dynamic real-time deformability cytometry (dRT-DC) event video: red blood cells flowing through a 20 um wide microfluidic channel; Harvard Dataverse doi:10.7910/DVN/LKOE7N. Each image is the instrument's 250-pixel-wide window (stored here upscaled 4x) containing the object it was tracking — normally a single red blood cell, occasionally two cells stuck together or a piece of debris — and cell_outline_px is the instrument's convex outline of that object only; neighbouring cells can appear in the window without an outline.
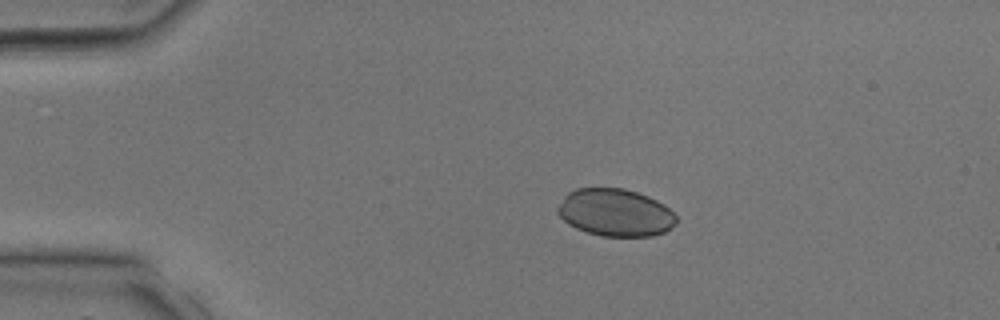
{"species": "common noctule bat (a hibernating species)", "species_latin": "Nyctalus noctula", "temperature_condition": "room temperature", "stored_images_in_passage": 32, "camera_frame_rate_fps": 3000, "um_per_image_px": 0.085, "animal": {"sex": "male", "body_mass_g": 17.9, "forearm_length_mm": 54.2}, "frame": {"image": 1, "passage_image": 6, "time_ms": 1.667, "image_size_px": [1000, 320], "cell_outline_px": [[676, 224], [664, 232], [652, 236], [604, 236], [588, 232], [576, 228], [568, 224], [556, 212], [556, 208], [564, 196], [568, 192], [576, 188], [624, 188], [648, 196], [664, 204], [676, 216]], "centroid_in_image_um": [52.28, 18.06], "position_along_channel_um": 32.7, "area_um2": 32.77}}
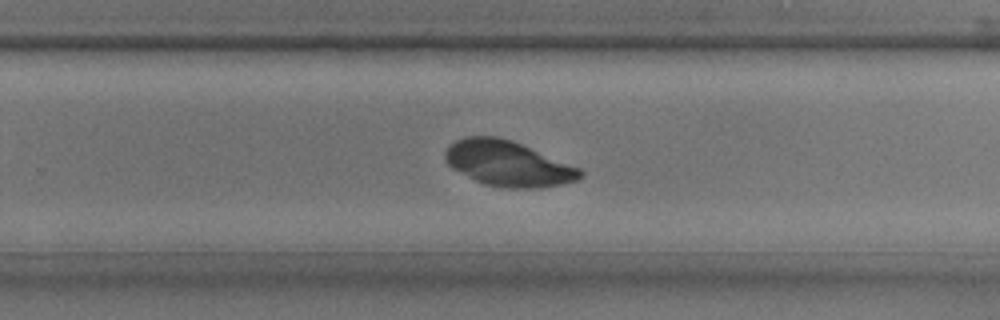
{"frame": {"image": 2, "passage_image": 21, "time_ms": 6.667, "image_size_px": [1000, 320], "cell_outline_px": [[584, 172], [576, 180], [560, 184], [540, 188], [508, 188], [484, 184], [452, 168], [444, 160], [444, 152], [448, 144], [456, 140], [468, 136], [496, 136], [512, 140], [580, 168]], "centroid_in_image_um": [43.14, 13.89], "position_along_channel_um": 286.7, "area_um2": 35.49}}
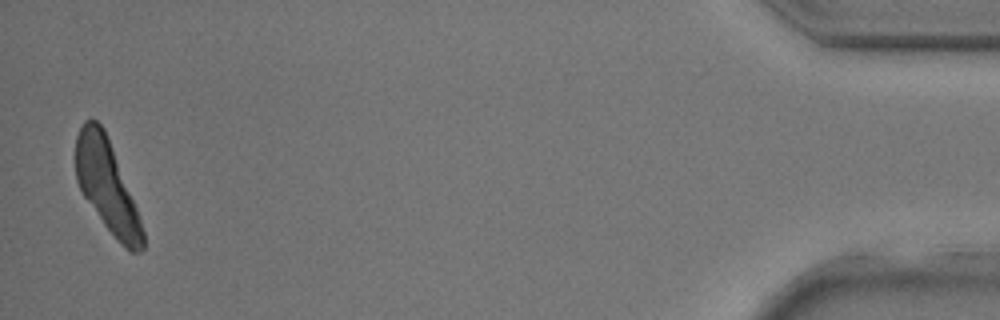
{"frame": {"image": 3, "passage_image": 32, "time_ms": 10.333, "image_size_px": [1000, 320], "cell_outline_px": [[144, 248], [140, 252], [132, 252], [116, 240], [104, 224], [84, 196], [76, 180], [76, 136], [84, 120], [96, 120], [104, 128], [136, 208], [144, 232]], "centroid_in_image_um": [9.08, 15.81], "position_along_channel_um": 426.1, "area_um2": 35.03}}